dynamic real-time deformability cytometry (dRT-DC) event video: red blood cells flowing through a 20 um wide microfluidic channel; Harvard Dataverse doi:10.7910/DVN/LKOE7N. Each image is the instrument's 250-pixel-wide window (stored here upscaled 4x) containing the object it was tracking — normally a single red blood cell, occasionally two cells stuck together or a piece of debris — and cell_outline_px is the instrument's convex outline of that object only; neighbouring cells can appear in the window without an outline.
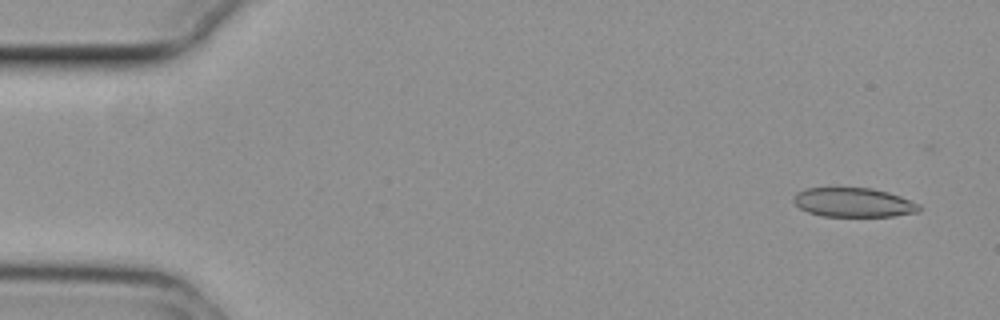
{"species": "common noctule bat (a hibernating species)", "species_latin": "Nyctalus noctula", "temperature_condition": "cold", "stored_images_in_passage": 55, "camera_frame_rate_fps": 3000, "um_per_image_px": 0.085, "animal": {"sex": "female", "body_mass_g": 29.2, "forearm_length_mm": 56.3}, "frame": {"image": 1, "passage_image": 3, "time_ms": 0.667, "image_size_px": [1000, 320], "cell_outline_px": [[920, 212], [892, 216], [820, 216], [808, 212], [800, 208], [792, 200], [792, 196], [796, 192], [804, 188], [872, 188], [888, 192], [900, 196], [920, 204]], "centroid_in_image_um": [72.53, 17.21], "position_along_channel_um": 12.5, "area_um2": 21.5}}
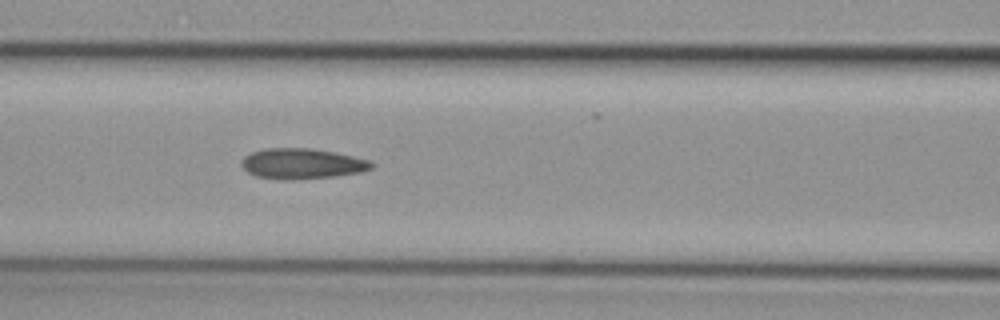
{"frame": {"image": 2, "passage_image": 23, "time_ms": 7.333, "image_size_px": [1000, 320], "cell_outline_px": [[376, 164], [372, 168], [360, 172], [336, 176], [292, 180], [284, 180], [256, 176], [248, 172], [240, 164], [240, 160], [244, 156], [252, 152], [264, 148], [308, 148], [336, 152], [372, 160]], "centroid_in_image_um": [25.69, 13.91], "position_along_channel_um": 140.9, "area_um2": 23.35}}
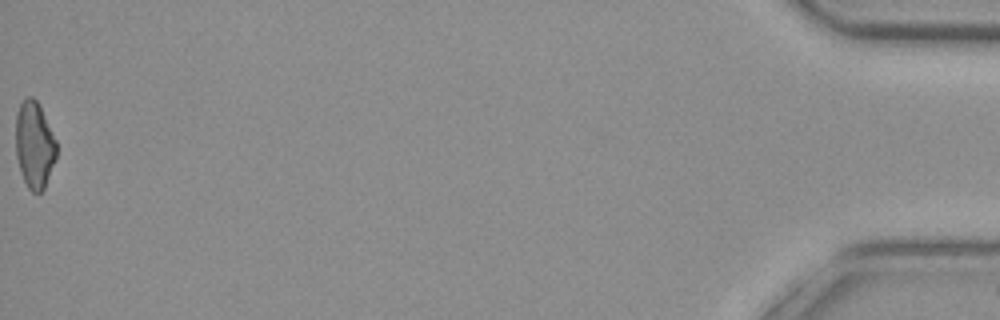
{"frame": {"image": 3, "passage_image": 55, "time_ms": 18.0, "image_size_px": [1000, 320], "cell_outline_px": [[56, 160], [44, 188], [40, 192], [32, 192], [28, 188], [20, 172], [16, 156], [16, 116], [20, 104], [28, 96], [32, 96], [36, 100], [56, 140]], "centroid_in_image_um": [2.92, 12.35], "position_along_channel_um": 432.3, "area_um2": 20.4}, "authors_computed_cell_mechanics": {"area_um2": 22.4264, "velocity_mm_per_s": 3.7449, "shape_relaxation_time_tau1_ms": null, "shape_relaxation_time_tau2_ms": 7.6825, "deformation_change_tau1": null, "deformation_change_tau2": 0.1812}}